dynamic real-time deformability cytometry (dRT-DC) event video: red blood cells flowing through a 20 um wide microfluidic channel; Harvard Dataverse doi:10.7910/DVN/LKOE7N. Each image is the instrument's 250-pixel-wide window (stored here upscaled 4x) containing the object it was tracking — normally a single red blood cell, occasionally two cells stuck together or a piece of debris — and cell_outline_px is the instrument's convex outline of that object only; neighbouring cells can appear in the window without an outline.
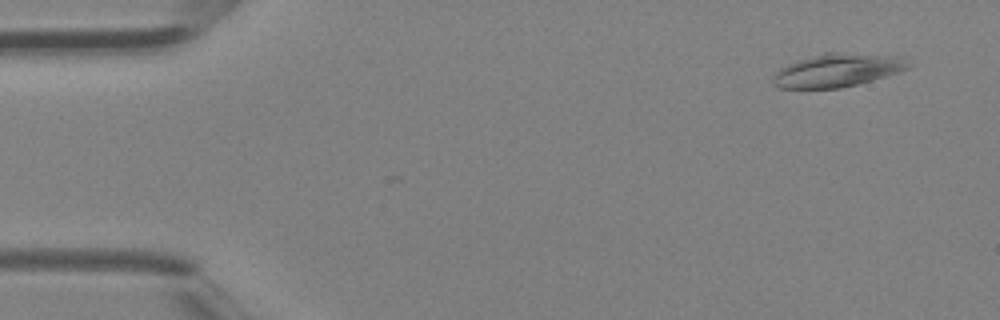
{"species": "Egyptian fruit bat (a non-hibernating species)", "species_latin": "Rousettus aegyptiacus", "temperature_condition": "room temperature", "stored_images_in_passage": 40, "camera_frame_rate_fps": 3000, "um_per_image_px": 0.085, "animal": {"sex": "female"}, "frame": {"image": 1, "passage_image": 2, "time_ms": 0.333, "image_size_px": [1000, 320], "cell_outline_px": [[912, 64], [908, 68], [900, 72], [872, 80], [840, 88], [780, 88], [772, 84], [772, 80], [776, 72], [780, 68], [800, 60], [824, 52], [832, 52], [900, 56]], "centroid_in_image_um": [71.2, 5.97], "position_along_channel_um": 13.8, "area_um2": 25.95}}
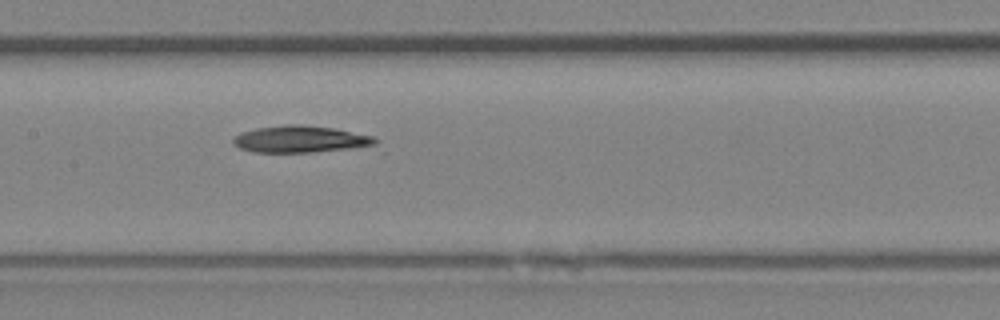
{"frame": {"image": 2, "passage_image": 19, "time_ms": 6.0, "image_size_px": [1000, 320], "cell_outline_px": [[380, 140], [376, 148], [312, 152], [252, 152], [240, 148], [232, 144], [232, 140], [240, 132], [256, 128], [288, 124], [304, 124], [332, 128], [376, 136]], "centroid_in_image_um": [25.69, 11.85], "position_along_channel_um": 181.7, "area_um2": 23.06}}
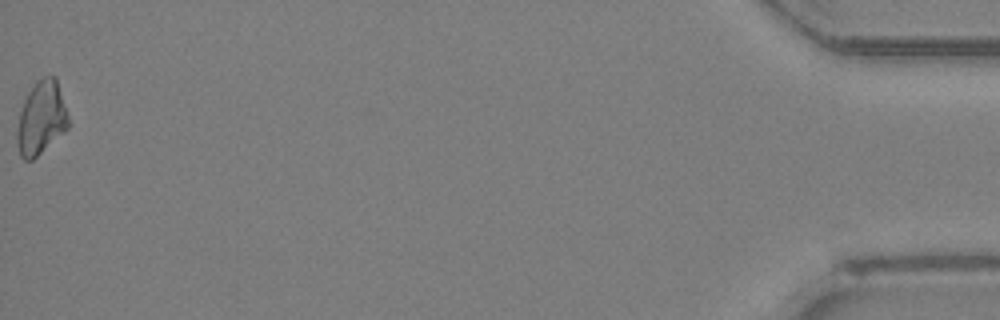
{"frame": {"image": 3, "passage_image": 40, "time_ms": 13.0, "image_size_px": [1000, 320], "cell_outline_px": [[68, 128], [64, 132], [32, 160], [24, 160], [20, 156], [16, 144], [16, 132], [20, 112], [24, 100], [28, 92], [36, 80], [44, 76], [56, 76], [68, 116]], "centroid_in_image_um": [3.48, 10.03], "position_along_channel_um": 431.7, "area_um2": 21.91}}